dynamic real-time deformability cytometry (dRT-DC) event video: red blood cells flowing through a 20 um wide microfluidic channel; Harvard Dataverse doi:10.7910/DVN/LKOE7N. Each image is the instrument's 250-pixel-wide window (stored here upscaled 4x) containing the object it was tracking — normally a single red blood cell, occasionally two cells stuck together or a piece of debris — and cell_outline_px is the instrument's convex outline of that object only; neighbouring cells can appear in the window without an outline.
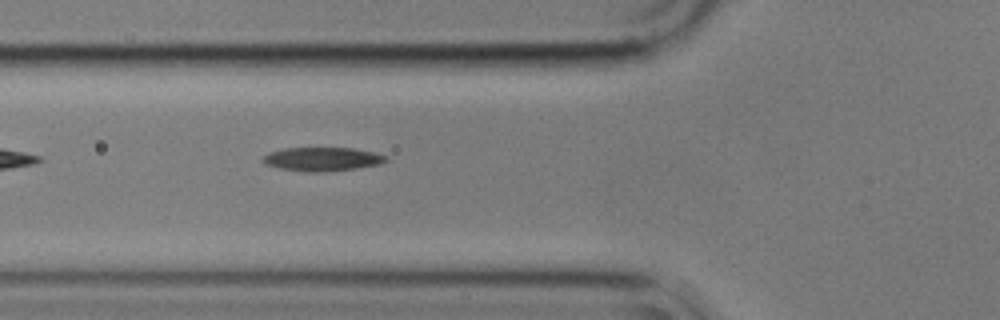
{"species": "common noctule bat (a hibernating species)", "species_latin": "Nyctalus noctula", "temperature_condition": "cold", "stored_images_in_passage": 23, "camera_frame_rate_fps": 3000, "um_per_image_px": 0.085, "animal": {"sex": "male", "body_mass_g": 17.9}, "frame": {"image": 1, "passage_image": 3, "time_ms": 0.667, "image_size_px": [1000, 320], "cell_outline_px": [[388, 160], [380, 164], [356, 168], [324, 172], [308, 172], [280, 168], [264, 164], [260, 160], [268, 152], [284, 148], [352, 148], [372, 152], [388, 156]], "centroid_in_image_um": [27.37, 13.52], "position_along_channel_um": 98.4, "area_um2": 17.05}}
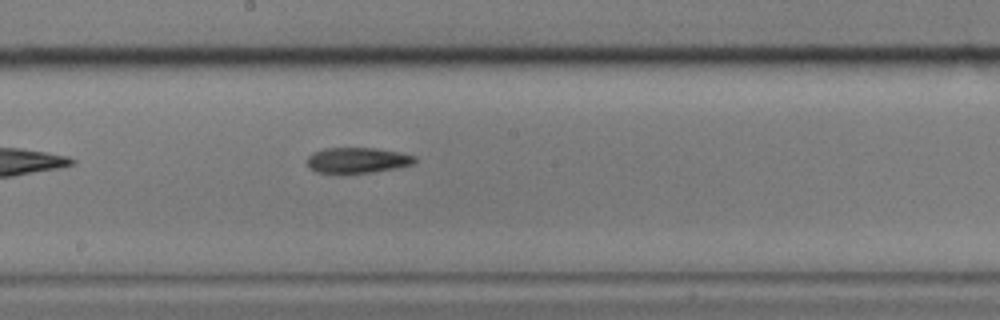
{"frame": {"image": 2, "passage_image": 13, "time_ms": 4.0, "image_size_px": [1000, 320], "cell_outline_px": [[416, 164], [396, 168], [372, 172], [340, 176], [336, 176], [316, 172], [308, 168], [308, 156], [312, 152], [324, 148], [376, 148], [416, 156]], "centroid_in_image_um": [30.32, 13.67], "position_along_channel_um": 217.9, "area_um2": 16.76}}
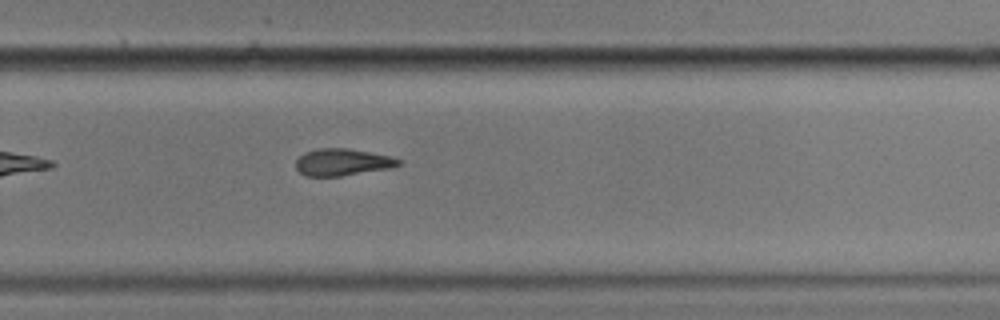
{"frame": {"image": 3, "passage_image": 20, "time_ms": 6.333, "image_size_px": [1000, 320], "cell_outline_px": [[404, 164], [392, 168], [340, 176], [304, 176], [296, 168], [296, 160], [304, 152], [320, 148], [348, 148], [388, 156], [404, 160]], "centroid_in_image_um": [29.14, 13.79], "position_along_channel_um": 300.7, "area_um2": 16.24}}